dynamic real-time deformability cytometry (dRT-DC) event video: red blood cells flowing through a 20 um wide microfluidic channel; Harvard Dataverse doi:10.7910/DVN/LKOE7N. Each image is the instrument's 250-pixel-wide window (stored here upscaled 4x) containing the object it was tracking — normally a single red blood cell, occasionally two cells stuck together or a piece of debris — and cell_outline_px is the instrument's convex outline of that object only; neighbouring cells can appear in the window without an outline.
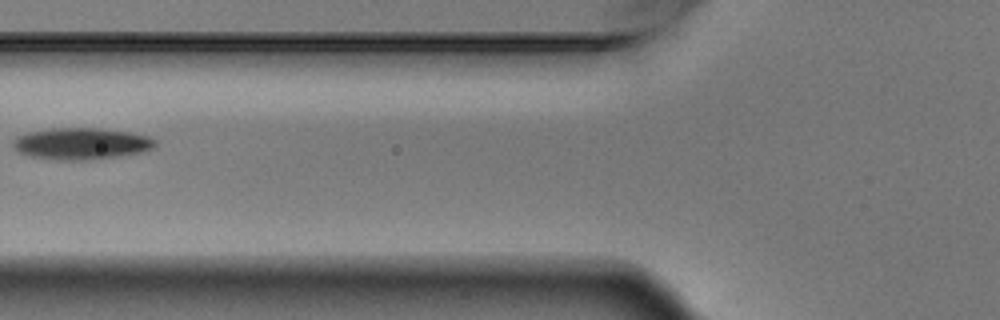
{"species": "Egyptian fruit bat (a non-hibernating species)", "species_latin": "Rousettus aegyptiacus", "temperature_condition": "warm", "stored_images_in_passage": 2, "camera_frame_rate_fps": 3000, "um_per_image_px": 0.085, "animal": {"sex": "male"}, "frame": {"image": 1, "passage_image": 2, "time_ms": 0.333, "image_size_px": [1000, 320], "cell_outline_px": [[156, 144], [152, 148], [144, 152], [88, 160], [52, 160], [28, 156], [12, 148], [12, 140], [16, 136], [28, 132], [48, 128], [100, 128], [132, 132], [148, 136], [156, 140]], "centroid_in_image_um": [6.87, 12.2], "position_along_channel_um": 118.9, "area_um2": 26.59}}